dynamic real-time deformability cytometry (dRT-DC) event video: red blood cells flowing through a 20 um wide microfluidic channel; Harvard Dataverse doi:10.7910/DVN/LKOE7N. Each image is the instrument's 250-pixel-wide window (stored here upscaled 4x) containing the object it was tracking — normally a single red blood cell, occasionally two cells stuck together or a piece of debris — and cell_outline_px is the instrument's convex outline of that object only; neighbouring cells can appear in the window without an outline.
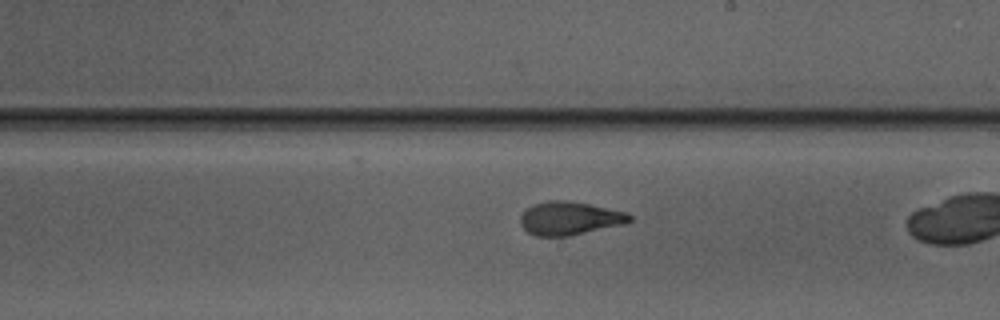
{"species": "Egyptian fruit bat (a non-hibernating species)", "species_latin": "Rousettus aegyptiacus", "temperature_condition": "warm", "stored_images_in_passage": 25, "camera_frame_rate_fps": 3000, "um_per_image_px": 0.085, "animal": {"sex": "male"}, "frame": {"image": 1, "passage_image": 15, "time_ms": 4.667, "image_size_px": [1000, 320], "cell_outline_px": [[632, 220], [620, 224], [568, 236], [536, 236], [528, 232], [520, 224], [520, 216], [532, 204], [548, 200], [564, 200], [588, 204], [624, 212], [632, 216]], "centroid_in_image_um": [48.34, 18.55], "position_along_channel_um": 240.7, "area_um2": 20.75}}
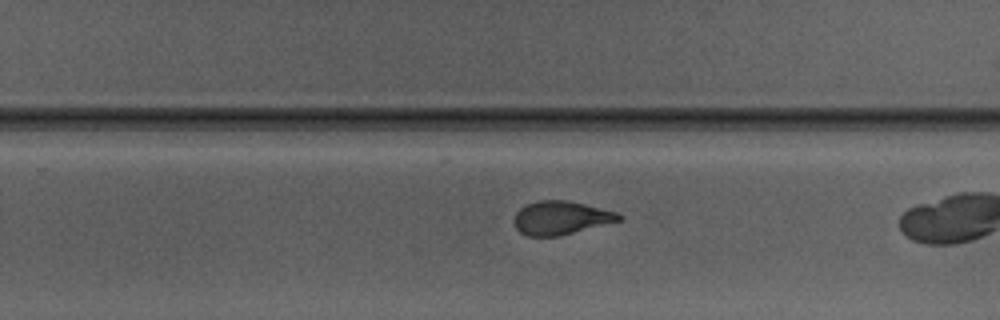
{"frame": {"image": 2, "passage_image": 18, "time_ms": 5.667, "image_size_px": [1000, 320], "cell_outline_px": [[624, 220], [560, 236], [528, 236], [520, 232], [516, 228], [512, 220], [516, 212], [520, 208], [528, 204], [540, 200], [568, 200], [616, 212], [624, 216]], "centroid_in_image_um": [47.69, 18.53], "position_along_channel_um": 282.1, "area_um2": 20.63}}